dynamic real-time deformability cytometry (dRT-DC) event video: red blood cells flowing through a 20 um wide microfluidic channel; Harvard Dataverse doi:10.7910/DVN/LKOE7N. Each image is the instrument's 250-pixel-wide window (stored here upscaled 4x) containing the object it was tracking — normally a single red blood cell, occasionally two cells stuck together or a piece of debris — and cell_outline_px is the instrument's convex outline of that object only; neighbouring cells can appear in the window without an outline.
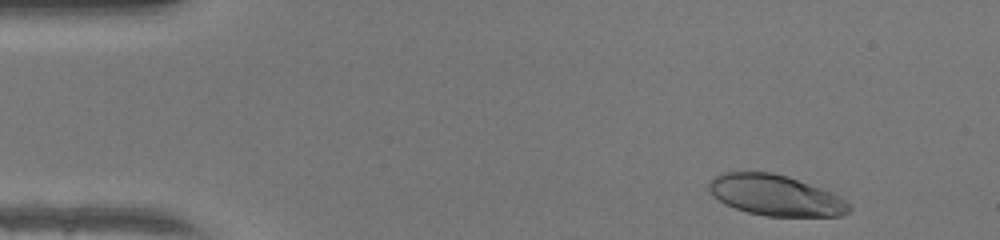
{"species": "human", "species_latin": "Homo sapiens", "temperature_condition": "warm", "stored_images_in_passage": 46, "camera_frame_rate_fps": 3000, "um_per_image_px": 0.085, "donor": {"sex": "female"}, "frame": {"image": 1, "passage_image": 3, "time_ms": 0.667, "image_size_px": [1000, 240], "cell_outline_px": [[852, 208], [848, 212], [840, 216], [764, 216], [748, 212], [724, 204], [712, 196], [708, 192], [708, 180], [712, 176], [724, 172], [772, 172], [788, 176], [832, 192], [844, 200]], "centroid_in_image_um": [65.85, 16.59], "position_along_channel_um": 19.1, "area_um2": 33.52}}
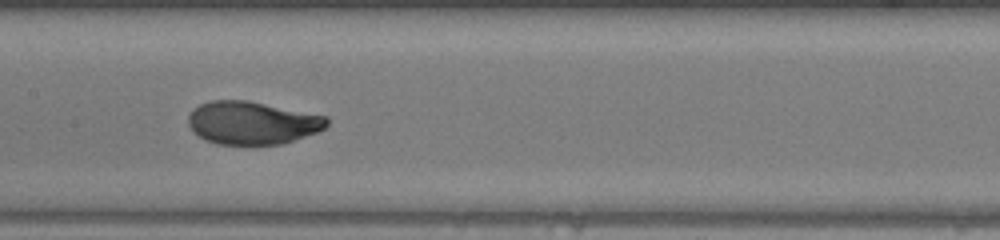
{"frame": {"image": 2, "passage_image": 22, "time_ms": 7.0, "image_size_px": [1000, 240], "cell_outline_px": [[328, 124], [324, 128], [316, 132], [280, 144], [216, 144], [204, 140], [188, 124], [188, 112], [192, 108], [200, 104], [212, 100], [248, 100], [328, 116]], "centroid_in_image_um": [21.41, 10.42], "position_along_channel_um": 186.0, "area_um2": 34.62}}
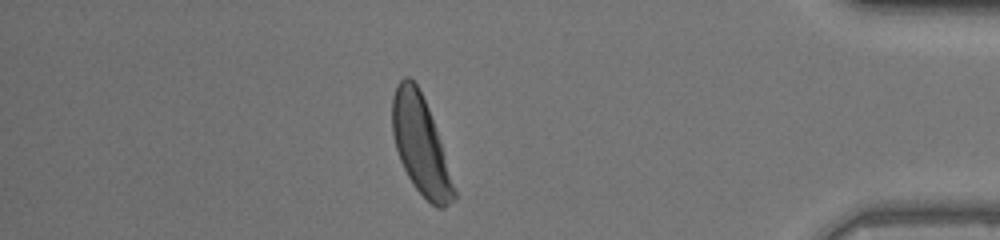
{"frame": {"image": 3, "passage_image": 40, "time_ms": 13.0, "image_size_px": [1000, 240], "cell_outline_px": [[456, 196], [444, 208], [436, 208], [416, 188], [408, 176], [400, 160], [396, 148], [392, 132], [392, 96], [396, 84], [404, 76], [408, 76], [416, 84], [428, 108], [456, 192]], "centroid_in_image_um": [35.7, 12.31], "position_along_channel_um": 399.5, "area_um2": 34.16}, "authors_computed_cell_mechanics": {"area_um2": 35.0557, "velocity_mm_per_s": 4.2336, "shape_relaxation_time_tau1_ms": 3.9726, "shape_relaxation_time_tau2_ms": null, "deformation_change_tau1": 0.2275, "deformation_change_tau2": null}}